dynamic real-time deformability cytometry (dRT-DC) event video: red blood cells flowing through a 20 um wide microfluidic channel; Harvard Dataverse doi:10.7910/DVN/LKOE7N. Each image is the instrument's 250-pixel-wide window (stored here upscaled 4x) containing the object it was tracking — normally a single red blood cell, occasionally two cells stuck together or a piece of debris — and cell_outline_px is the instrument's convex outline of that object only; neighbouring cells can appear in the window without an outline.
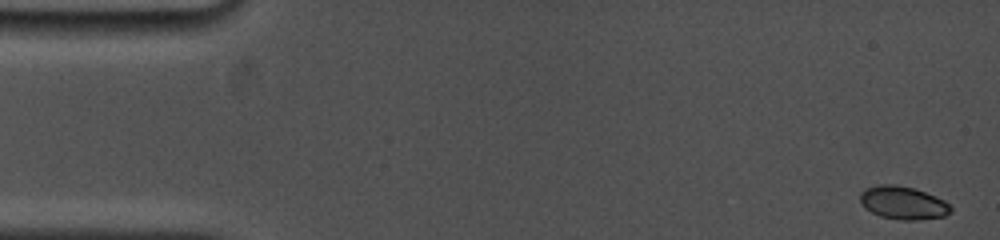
{"species": "common noctule bat (a hibernating species)", "species_latin": "Nyctalus noctula", "temperature_condition": "cold", "stored_images_in_passage": 49, "camera_frame_rate_fps": 5000, "um_per_image_px": 0.085, "animal": {"sex": "female", "body_mass_g": 19.0, "forearm_length_mm": 53.3}, "frame": {"image": 1, "passage_image": 1, "time_ms": 0.0, "image_size_px": [1000, 240], "cell_outline_px": [[952, 212], [944, 216], [916, 220], [900, 220], [880, 216], [864, 208], [860, 200], [860, 192], [864, 188], [880, 184], [896, 184], [912, 188], [936, 196], [944, 200], [952, 208]], "centroid_in_image_um": [76.74, 17.23], "position_along_channel_um": 8.3, "area_um2": 17.51}}
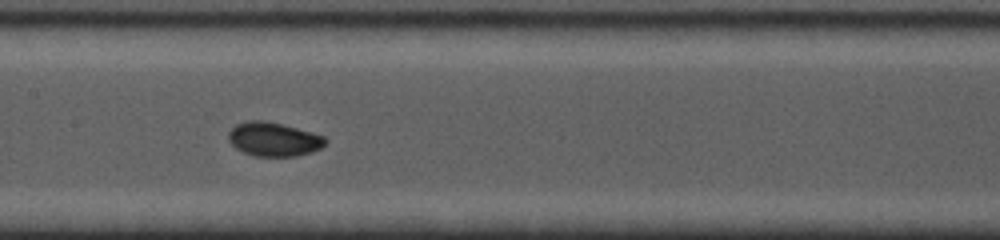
{"frame": {"image": 2, "passage_image": 26, "time_ms": 8.0, "image_size_px": [1000, 240], "cell_outline_px": [[328, 140], [320, 148], [312, 152], [296, 156], [256, 156], [244, 152], [236, 148], [228, 140], [228, 132], [236, 124], [248, 120], [264, 120], [312, 132], [324, 136]], "centroid_in_image_um": [23.25, 11.83], "position_along_channel_um": 184.1, "area_um2": 19.07}}
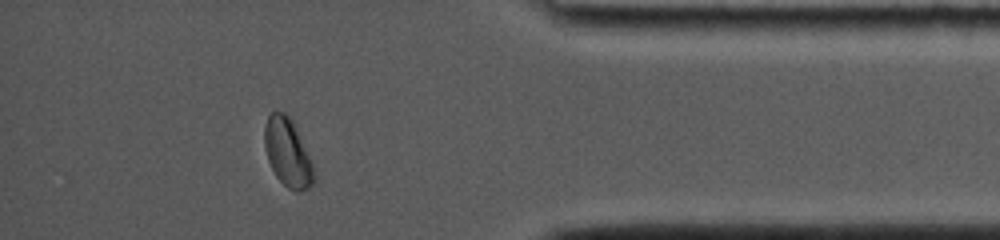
{"frame": {"image": 3, "passage_image": 44, "time_ms": 14.4, "image_size_px": [1000, 240], "cell_outline_px": [[316, 180], [308, 188], [300, 192], [296, 192], [288, 188], [276, 176], [268, 160], [264, 148], [264, 128], [268, 116], [272, 112], [284, 112], [292, 120], [296, 128], [312, 164], [316, 176]], "centroid_in_image_um": [24.45, 13.0], "position_along_channel_um": 410.8, "area_um2": 19.48}, "authors_computed_cell_mechanics": {"area_um2": 18.6694, "velocity_mm_per_s": 3.7906, "shape_relaxation_time_tau1_ms": 5.0448, "shape_relaxation_time_tau2_ms": 0.8142, "deformation_change_tau1": 0.1404, "deformation_change_tau2": 0.0259}}